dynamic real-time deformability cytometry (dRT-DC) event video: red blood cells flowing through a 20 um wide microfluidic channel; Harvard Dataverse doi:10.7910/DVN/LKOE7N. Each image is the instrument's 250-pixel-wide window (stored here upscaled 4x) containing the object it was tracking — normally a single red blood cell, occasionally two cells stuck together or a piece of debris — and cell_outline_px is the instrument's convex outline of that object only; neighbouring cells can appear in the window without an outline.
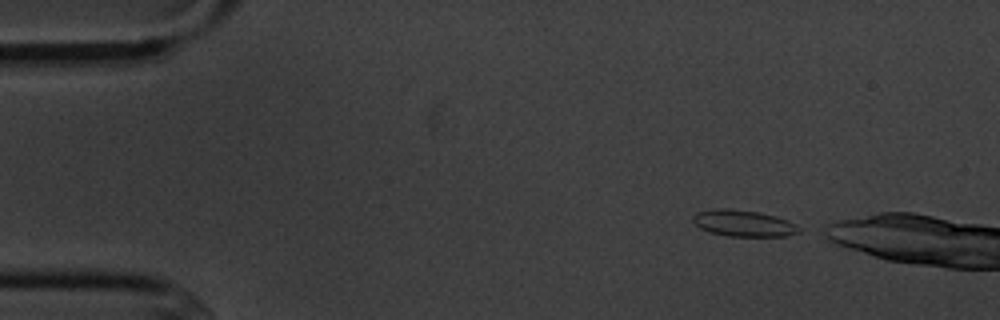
{"species": "common noctule bat (a hibernating species)", "species_latin": "Nyctalus noctula", "temperature_condition": "cold", "stored_images_in_passage": 2, "camera_frame_rate_fps": 3000, "um_per_image_px": 0.085, "animal": {"sex": "male", "body_mass_g": 20.1, "forearm_length_mm": 53.5}, "frame": {"image": 1, "passage_image": 1, "time_ms": 0.0, "image_size_px": [1000, 320], "cell_outline_px": [[800, 232], [784, 236], [728, 236], [708, 232], [700, 228], [692, 220], [692, 216], [696, 212], [716, 208], [728, 208], [756, 212], [776, 216], [788, 220], [796, 224], [800, 228]], "centroid_in_image_um": [63.17, 18.98], "position_along_channel_um": 21.8, "area_um2": 16.36}}